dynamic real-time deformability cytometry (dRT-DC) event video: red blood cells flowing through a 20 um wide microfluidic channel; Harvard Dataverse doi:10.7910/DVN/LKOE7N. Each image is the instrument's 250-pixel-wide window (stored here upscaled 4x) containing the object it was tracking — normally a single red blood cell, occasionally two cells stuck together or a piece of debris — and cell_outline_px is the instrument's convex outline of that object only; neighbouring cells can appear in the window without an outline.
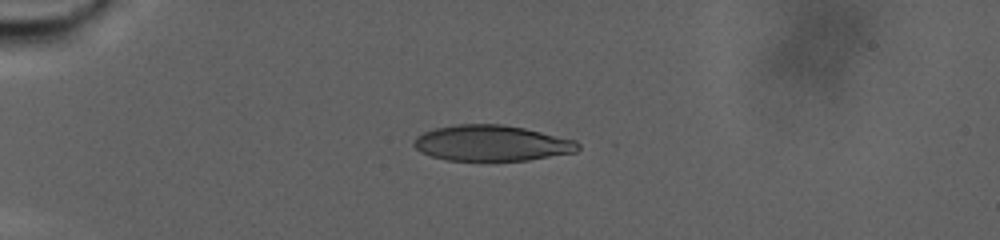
{"species": "human", "species_latin": "Homo sapiens", "temperature_condition": "warm", "stored_images_in_passage": 71, "camera_frame_rate_fps": 3000, "um_per_image_px": 0.085, "donor": {"sex": "male"}, "frame": {"image": 1, "passage_image": 1, "time_ms": 0.0, "image_size_px": [1000, 240], "cell_outline_px": [[580, 148], [576, 152], [528, 160], [448, 160], [432, 156], [420, 152], [412, 144], [416, 136], [424, 132], [436, 128], [456, 124], [500, 124], [524, 128], [576, 140], [580, 144]], "centroid_in_image_um": [41.8, 12.16], "position_along_channel_um": 43.2, "area_um2": 34.1}}
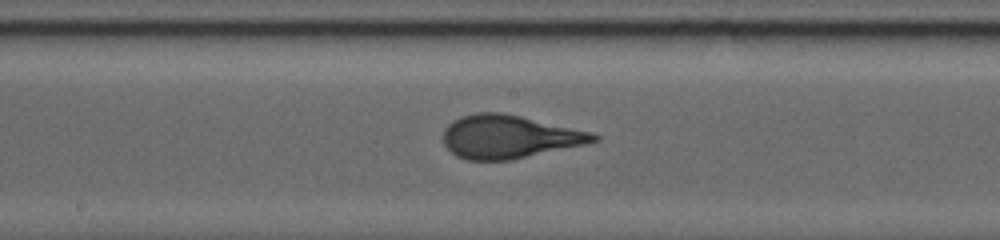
{"frame": {"image": 2, "passage_image": 29, "time_ms": 9.333, "image_size_px": [1000, 240], "cell_outline_px": [[600, 140], [584, 144], [512, 160], [468, 160], [456, 156], [444, 144], [444, 128], [452, 120], [460, 116], [476, 112], [500, 112], [520, 116], [592, 132], [600, 136]], "centroid_in_image_um": [43.25, 11.62], "position_along_channel_um": 204.9, "area_um2": 37.74}}
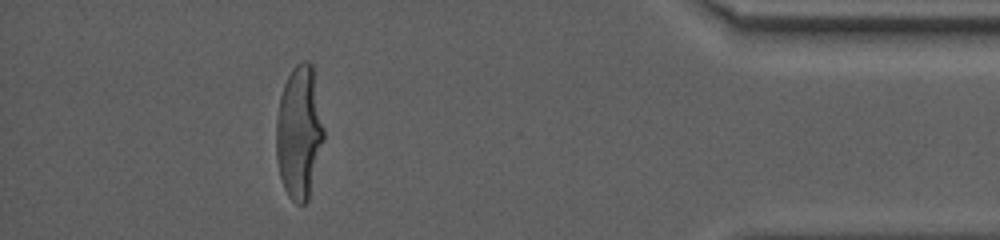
{"frame": {"image": 3, "passage_image": 62, "time_ms": 20.333, "image_size_px": [1000, 240], "cell_outline_px": [[324, 140], [308, 200], [304, 204], [296, 204], [288, 196], [284, 188], [280, 176], [276, 156], [276, 116], [280, 96], [284, 84], [292, 68], [300, 60], [308, 60], [312, 64], [324, 128]], "centroid_in_image_um": [25.42, 11.24], "position_along_channel_um": 409.8, "area_um2": 37.11}, "authors_computed_cell_mechanics": {"area_um2": 37.281, "velocity_mm_per_s": 2.2326, "shape_relaxation_time_tau1_ms": 9.3659, "shape_relaxation_time_tau2_ms": null, "deformation_change_tau1": 0.2827, "deformation_change_tau2": null}}